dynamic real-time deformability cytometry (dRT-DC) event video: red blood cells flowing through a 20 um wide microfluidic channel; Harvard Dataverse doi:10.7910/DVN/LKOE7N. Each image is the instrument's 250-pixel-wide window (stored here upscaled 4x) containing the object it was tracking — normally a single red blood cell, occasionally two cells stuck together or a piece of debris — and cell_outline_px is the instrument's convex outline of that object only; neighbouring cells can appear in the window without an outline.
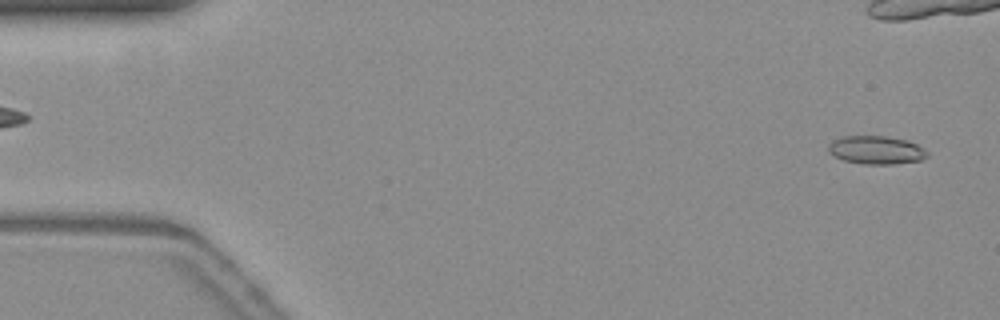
{"species": "common noctule bat (a hibernating species)", "species_latin": "Nyctalus noctula", "temperature_condition": "warm", "stored_images_in_passage": 56, "camera_frame_rate_fps": 3000, "um_per_image_px": 0.085, "animal": {"sex": "female", "body_mass_g": 19.3, "forearm_length_mm": 54.1}, "frame": {"image": 1, "passage_image": 3, "time_ms": 0.667, "image_size_px": [1000, 320], "cell_outline_px": [[928, 156], [920, 160], [892, 164], [864, 164], [844, 160], [828, 152], [828, 144], [832, 140], [844, 136], [884, 136], [908, 140], [916, 144], [928, 152]], "centroid_in_image_um": [74.46, 12.74], "position_along_channel_um": 10.5, "area_um2": 16.18}}
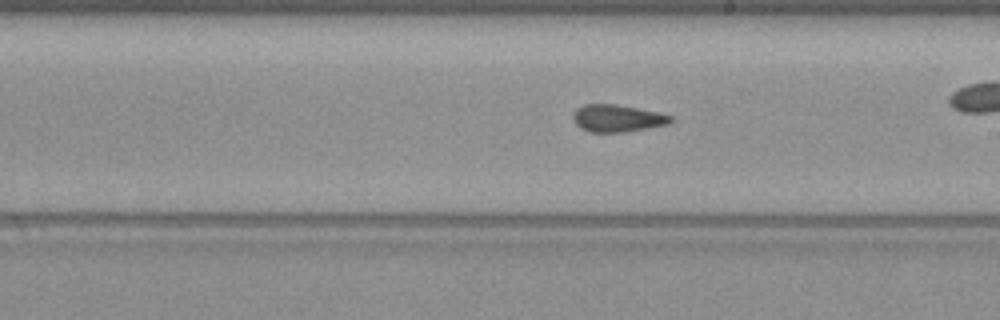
{"frame": {"image": 2, "passage_image": 31, "time_ms": 10.0, "image_size_px": [1000, 320], "cell_outline_px": [[672, 120], [668, 124], [648, 128], [624, 132], [588, 132], [580, 128], [572, 120], [572, 116], [576, 108], [584, 104], [616, 104], [656, 112], [672, 116]], "centroid_in_image_um": [52.41, 10.06], "position_along_channel_um": 236.6, "area_um2": 15.49}}
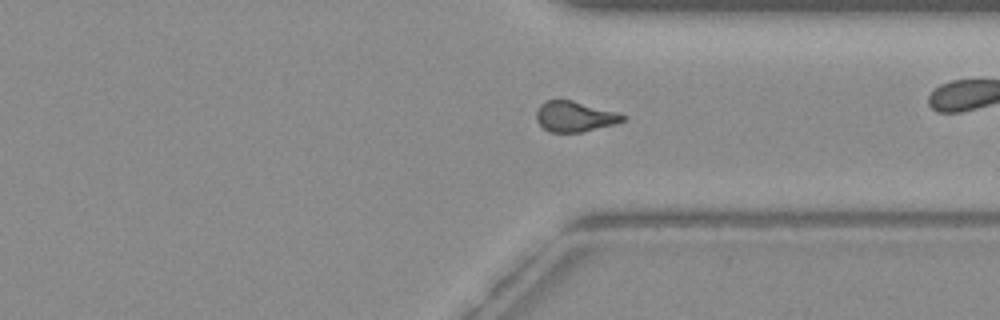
{"frame": {"image": 3, "passage_image": 41, "time_ms": 13.333, "image_size_px": [1000, 320], "cell_outline_px": [[628, 116], [624, 120], [616, 124], [584, 132], [552, 132], [544, 128], [536, 120], [536, 112], [540, 104], [548, 100], [572, 100], [616, 112]], "centroid_in_image_um": [48.87, 9.91], "position_along_channel_um": 362.5, "area_um2": 15.32}, "authors_computed_cell_mechanics": {"area_um2": 15.5482, "velocity_mm_per_s": 3.7935, "shape_relaxation_time_tau1_ms": null, "shape_relaxation_time_tau2_ms": 1.7058, "deformation_change_tau1": null, "deformation_change_tau2": 0.0747}}